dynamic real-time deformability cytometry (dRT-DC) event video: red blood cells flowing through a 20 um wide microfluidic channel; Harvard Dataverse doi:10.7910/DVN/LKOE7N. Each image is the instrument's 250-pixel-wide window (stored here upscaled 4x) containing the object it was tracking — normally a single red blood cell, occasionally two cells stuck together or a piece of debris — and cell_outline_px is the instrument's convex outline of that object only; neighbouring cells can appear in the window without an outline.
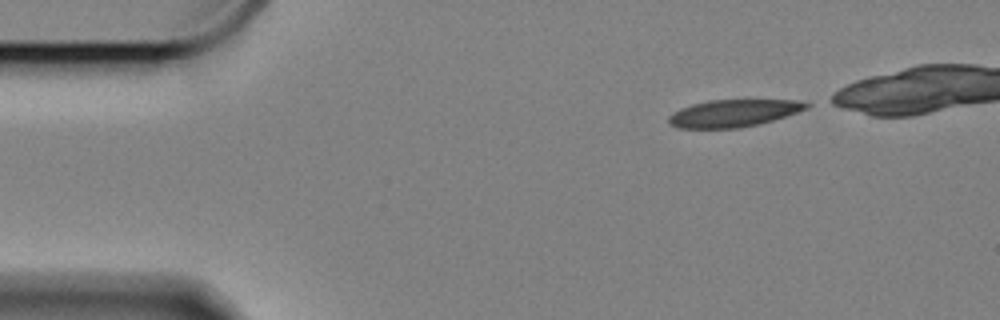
{"species": "Egyptian fruit bat (a non-hibernating species)", "species_latin": "Rousettus aegyptiacus", "temperature_condition": "cold", "stored_images_in_passage": 46, "camera_frame_rate_fps": 3000, "um_per_image_px": 0.085, "animal": {"sex": "female"}, "frame": {"image": 1, "passage_image": 1, "time_ms": 0.0, "image_size_px": [1000, 320], "cell_outline_px": [[812, 104], [808, 108], [760, 124], [740, 128], [676, 128], [668, 124], [668, 116], [680, 108], [692, 104], [708, 100], [796, 100]], "centroid_in_image_um": [62.3, 9.62], "position_along_channel_um": 22.7, "area_um2": 21.91}}
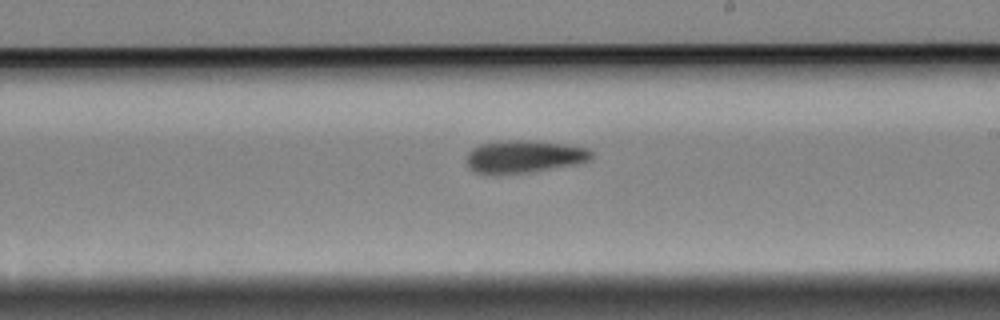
{"frame": {"image": 2, "passage_image": 27, "time_ms": 8.667, "image_size_px": [1000, 320], "cell_outline_px": [[592, 160], [576, 164], [528, 172], [476, 172], [468, 168], [468, 152], [472, 148], [480, 144], [500, 140], [528, 140], [564, 144], [588, 148], [592, 152]], "centroid_in_image_um": [44.59, 13.27], "position_along_channel_um": 244.4, "area_um2": 23.24}}
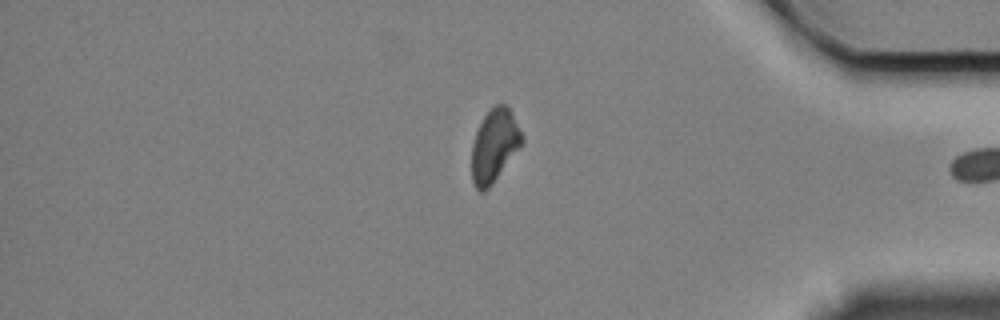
{"frame": {"image": 3, "passage_image": 43, "time_ms": 14.0, "image_size_px": [1000, 320], "cell_outline_px": [[524, 144], [492, 184], [484, 192], [480, 192], [476, 188], [472, 180], [472, 144], [476, 132], [484, 116], [496, 104], [508, 104], [524, 140]], "centroid_in_image_um": [42.04, 12.39], "position_along_channel_um": 393.2, "area_um2": 21.33}}